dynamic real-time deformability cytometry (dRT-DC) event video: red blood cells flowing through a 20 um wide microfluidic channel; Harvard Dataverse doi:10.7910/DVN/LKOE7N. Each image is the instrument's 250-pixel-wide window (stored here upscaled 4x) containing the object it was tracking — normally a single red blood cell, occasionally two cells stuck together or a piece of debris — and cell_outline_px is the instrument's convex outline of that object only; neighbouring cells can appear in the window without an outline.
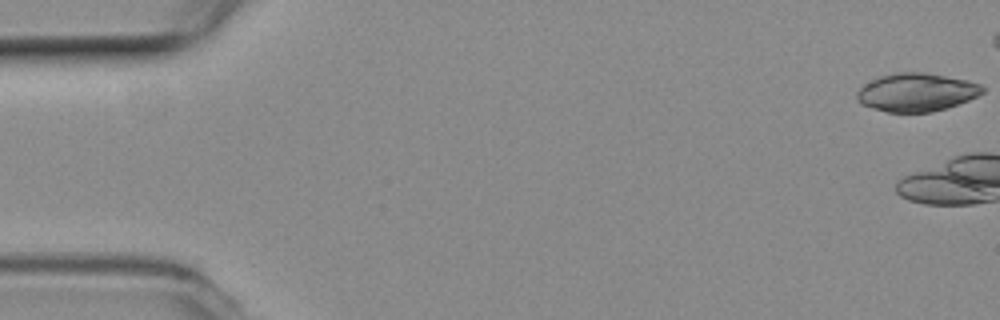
{"species": "common noctule bat (a hibernating species)", "species_latin": "Nyctalus noctula", "temperature_condition": "room temperature", "stored_images_in_passage": 4, "camera_frame_rate_fps": 3000, "um_per_image_px": 0.085, "animal": {"sex": "female", "body_mass_g": 19.3, "forearm_length_mm": 54.1}, "frame": {"image": 1, "passage_image": 1, "time_ms": 0.0, "image_size_px": [1000, 320], "cell_outline_px": [[984, 92], [968, 100], [932, 112], [888, 112], [872, 108], [860, 104], [856, 100], [856, 92], [864, 84], [880, 76], [896, 72], [924, 72], [968, 80], [980, 84], [984, 88]], "centroid_in_image_um": [77.87, 7.84], "position_along_channel_um": 7.1, "area_um2": 27.92}}